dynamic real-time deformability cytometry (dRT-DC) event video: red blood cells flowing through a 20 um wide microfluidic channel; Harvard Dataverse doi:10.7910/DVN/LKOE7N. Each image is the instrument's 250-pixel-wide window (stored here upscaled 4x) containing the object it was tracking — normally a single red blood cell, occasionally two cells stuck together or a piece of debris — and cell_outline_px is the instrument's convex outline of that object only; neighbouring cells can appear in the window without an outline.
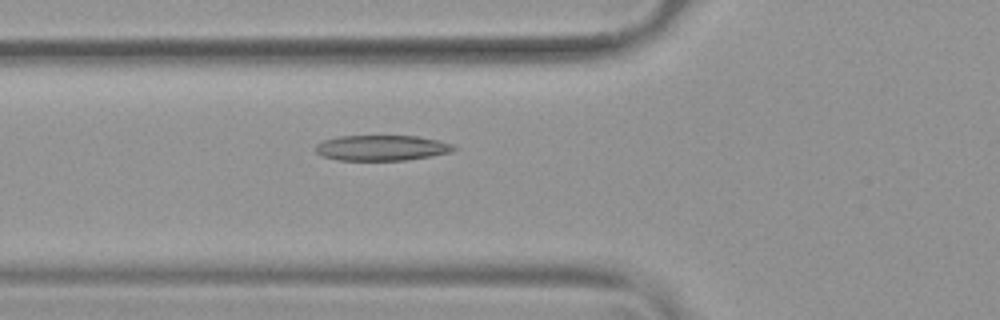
{"species": "common noctule bat (a hibernating species)", "species_latin": "Nyctalus noctula", "temperature_condition": "warm", "stored_images_in_passage": 54, "camera_frame_rate_fps": 3000, "um_per_image_px": 0.085, "animal": {"sex": "female", "body_mass_g": 19.9}, "frame": {"image": 1, "passage_image": 20, "time_ms": 6.333, "image_size_px": [1000, 320], "cell_outline_px": [[460, 148], [452, 152], [432, 156], [404, 160], [336, 160], [324, 156], [316, 152], [316, 144], [324, 140], [336, 136], [416, 136], [436, 140], [452, 144]], "centroid_in_image_um": [32.47, 12.57], "position_along_channel_um": 93.3, "area_um2": 20.52}}
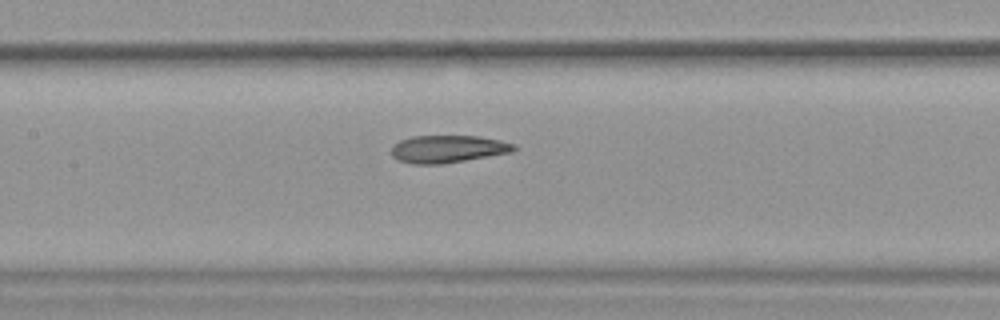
{"frame": {"image": 2, "passage_image": 26, "time_ms": 8.333, "image_size_px": [1000, 320], "cell_outline_px": [[516, 148], [512, 152], [444, 164], [412, 164], [396, 160], [392, 156], [392, 144], [400, 140], [412, 136], [480, 136], [500, 140], [516, 144]], "centroid_in_image_um": [38.05, 12.66], "position_along_channel_um": 169.4, "area_um2": 19.83}}
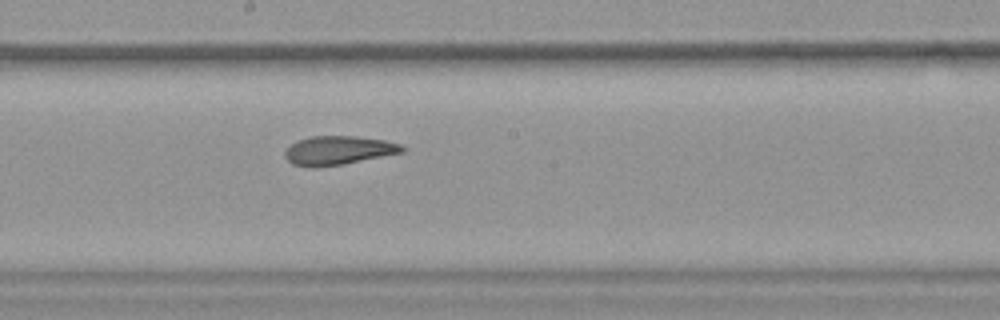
{"frame": {"image": 3, "passage_image": 30, "time_ms": 9.667, "image_size_px": [1000, 320], "cell_outline_px": [[408, 148], [404, 152], [344, 164], [316, 168], [292, 164], [284, 156], [284, 152], [292, 144], [300, 140], [312, 136], [356, 136], [384, 140], [400, 144]], "centroid_in_image_um": [28.79, 12.79], "position_along_channel_um": 219.4, "area_um2": 19.71}, "authors_computed_cell_mechanics": {"area_um2": 21.4149, "velocity_mm_per_s": 3.7843, "shape_relaxation_time_tau1_ms": 11.1866, "shape_relaxation_time_tau2_ms": 2.2503, "deformation_change_tau1": 0.2925, "deformation_change_tau2": 0.1013}}